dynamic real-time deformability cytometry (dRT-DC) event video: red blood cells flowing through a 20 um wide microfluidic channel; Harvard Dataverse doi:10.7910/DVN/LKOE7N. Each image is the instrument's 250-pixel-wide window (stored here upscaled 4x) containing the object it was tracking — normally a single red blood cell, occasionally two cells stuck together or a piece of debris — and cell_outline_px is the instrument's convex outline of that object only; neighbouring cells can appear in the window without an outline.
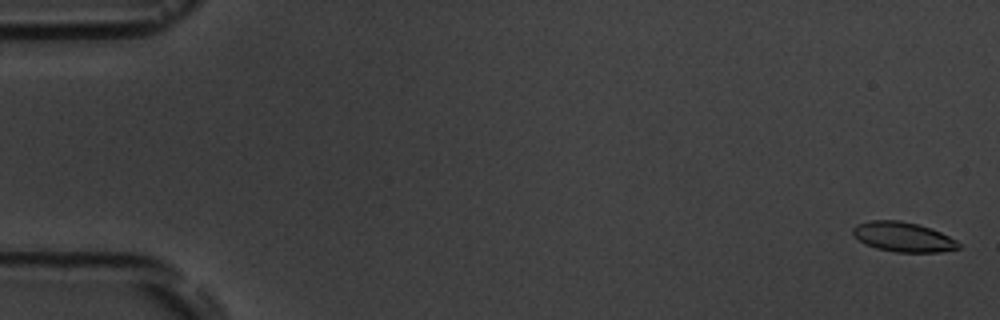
{"species": "common noctule bat (a hibernating species)", "species_latin": "Nyctalus noctula", "temperature_condition": "room temperature", "stored_images_in_passage": 6, "camera_frame_rate_fps": 3000, "um_per_image_px": 0.085, "animal": {"sex": "male", "body_mass_g": 19.5, "forearm_length_mm": 54.6}, "frame": {"image": 1, "passage_image": 1, "time_ms": 0.0, "image_size_px": [1000, 320], "cell_outline_px": [[960, 248], [940, 252], [896, 252], [876, 248], [864, 244], [852, 232], [852, 228], [856, 224], [872, 220], [900, 220], [932, 228], [956, 240], [960, 244]], "centroid_in_image_um": [76.76, 20.14], "position_along_channel_um": 8.2, "area_um2": 18.26}}